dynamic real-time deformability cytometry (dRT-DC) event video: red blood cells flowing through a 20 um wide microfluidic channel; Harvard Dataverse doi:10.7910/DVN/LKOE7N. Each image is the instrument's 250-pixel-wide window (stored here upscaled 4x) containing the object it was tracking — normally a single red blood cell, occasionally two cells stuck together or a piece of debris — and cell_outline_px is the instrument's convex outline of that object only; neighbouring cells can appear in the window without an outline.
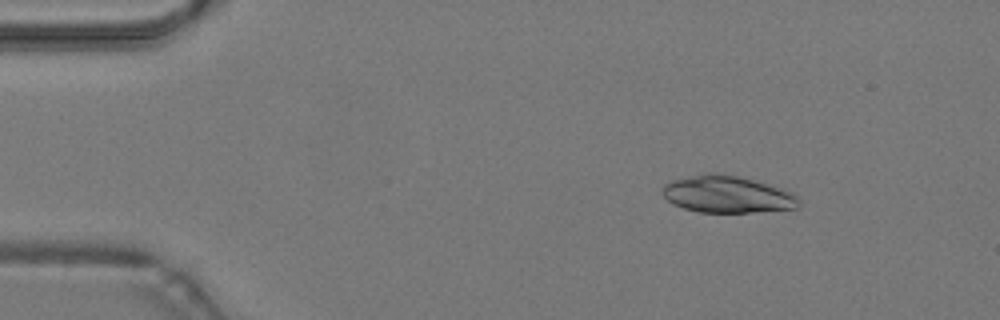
{"species": "common noctule bat (a hibernating species)", "species_latin": "Nyctalus noctula", "temperature_condition": "warm", "stored_images_in_passage": 48, "camera_frame_rate_fps": 3000, "um_per_image_px": 0.085, "animal": {"sex": "male", "body_mass_g": 19.2, "forearm_length_mm": 51.8}, "frame": {"image": 1, "passage_image": 7, "time_ms": 2.0, "image_size_px": [1000, 320], "cell_outline_px": [[800, 204], [796, 208], [752, 212], [700, 212], [684, 208], [672, 204], [664, 196], [660, 188], [664, 184], [672, 180], [712, 172], [736, 176], [784, 188], [800, 196]], "centroid_in_image_um": [61.83, 16.52], "position_along_channel_um": 23.2, "area_um2": 29.36}}